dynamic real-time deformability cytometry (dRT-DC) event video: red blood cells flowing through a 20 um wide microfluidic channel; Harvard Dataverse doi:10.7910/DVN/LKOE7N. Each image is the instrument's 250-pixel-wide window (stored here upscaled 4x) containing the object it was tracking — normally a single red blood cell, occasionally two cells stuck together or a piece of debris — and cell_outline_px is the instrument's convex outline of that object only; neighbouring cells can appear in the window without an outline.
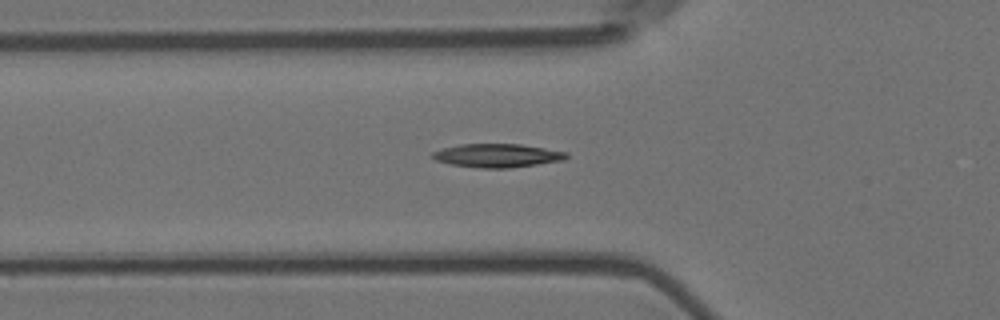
{"species": "Egyptian fruit bat (a non-hibernating species)", "species_latin": "Rousettus aegyptiacus", "temperature_condition": "room temperature", "stored_images_in_passage": 3, "camera_frame_rate_fps": 3000, "um_per_image_px": 0.085, "animal": {"sex": "female"}, "frame": {"image": 1, "passage_image": 3, "time_ms": 0.667, "image_size_px": [1000, 320], "cell_outline_px": [[568, 156], [564, 160], [508, 168], [480, 168], [448, 164], [436, 160], [432, 156], [432, 152], [440, 148], [460, 144], [520, 144], [568, 152]], "centroid_in_image_um": [42.23, 13.22], "position_along_channel_um": 83.6, "area_um2": 18.38}}